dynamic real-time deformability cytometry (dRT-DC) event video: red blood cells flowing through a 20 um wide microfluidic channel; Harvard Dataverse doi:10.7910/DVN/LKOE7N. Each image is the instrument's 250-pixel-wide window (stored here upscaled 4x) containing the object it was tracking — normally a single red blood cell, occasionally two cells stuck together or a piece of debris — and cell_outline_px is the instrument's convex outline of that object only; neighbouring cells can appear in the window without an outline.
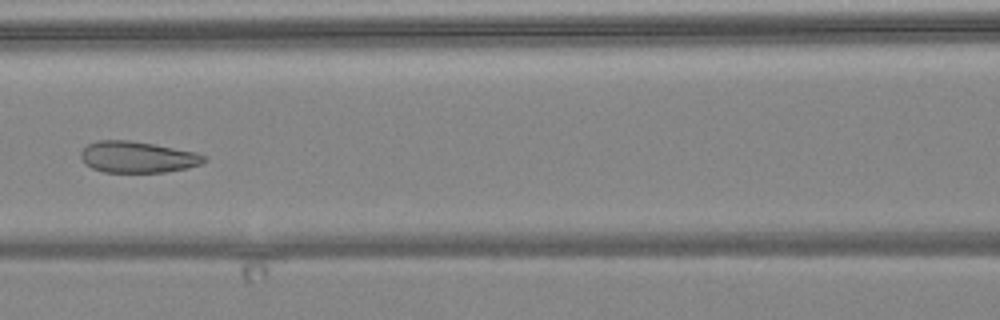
{"species": "common noctule bat (a hibernating species)", "species_latin": "Nyctalus noctula", "temperature_condition": "warm", "stored_images_in_passage": 7, "camera_frame_rate_fps": 3000, "um_per_image_px": 0.085, "animal": {"sex": "female", "body_mass_g": 24.6, "forearm_length_mm": 56.2}, "frame": {"image": 1, "passage_image": 6, "time_ms": 6.0, "image_size_px": [1000, 320], "cell_outline_px": [[208, 160], [200, 164], [188, 168], [164, 172], [104, 172], [92, 168], [84, 164], [80, 156], [80, 152], [88, 144], [96, 140], [128, 140], [152, 144], [196, 152], [208, 156]], "centroid_in_image_um": [11.69, 13.35], "position_along_channel_um": 154.9, "area_um2": 22.6}}
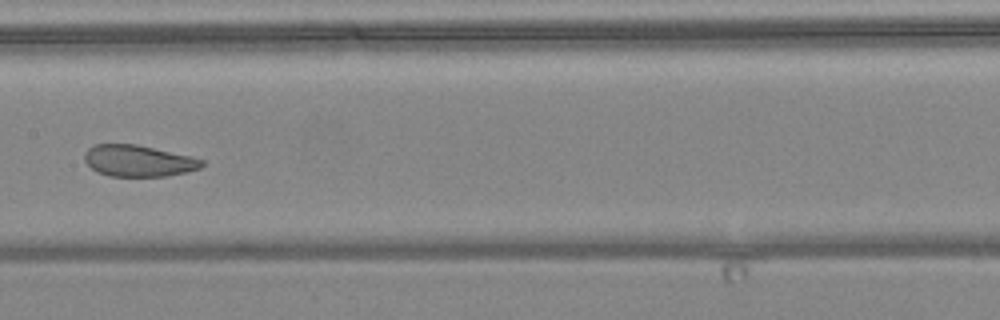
{"frame": {"image": 2, "passage_image": 7, "time_ms": 7.0, "image_size_px": [1000, 320], "cell_outline_px": [[204, 164], [200, 168], [188, 172], [168, 176], [108, 176], [96, 172], [84, 160], [84, 152], [92, 144], [136, 144], [188, 156], [204, 160]], "centroid_in_image_um": [11.73, 13.67], "position_along_channel_um": 195.7, "area_um2": 21.5}}